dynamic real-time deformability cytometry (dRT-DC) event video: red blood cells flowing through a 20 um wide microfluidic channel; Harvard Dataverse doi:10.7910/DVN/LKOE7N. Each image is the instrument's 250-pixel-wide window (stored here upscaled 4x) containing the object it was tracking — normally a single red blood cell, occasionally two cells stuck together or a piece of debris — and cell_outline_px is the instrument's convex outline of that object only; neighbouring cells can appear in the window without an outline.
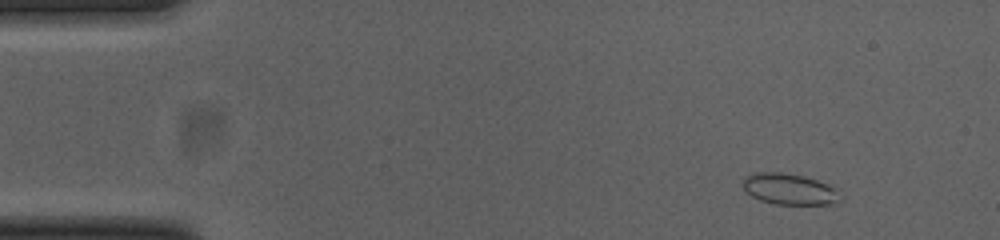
{"species": "common noctule bat (a hibernating species)", "species_latin": "Nyctalus noctula", "temperature_condition": "cold", "stored_images_in_passage": 48, "camera_frame_rate_fps": 3000, "um_per_image_px": 0.085, "animal": {"sex": "female", "body_mass_g": 23.0, "forearm_length_mm": 53.4}, "frame": {"image": 1, "passage_image": 1, "time_ms": 0.0, "image_size_px": [1000, 240], "cell_outline_px": [[844, 200], [836, 204], [776, 204], [760, 200], [752, 196], [740, 184], [744, 176], [756, 172], [780, 172], [804, 176], [828, 184], [844, 196]], "centroid_in_image_um": [67.12, 16.08], "position_along_channel_um": 17.9, "area_um2": 17.92}}
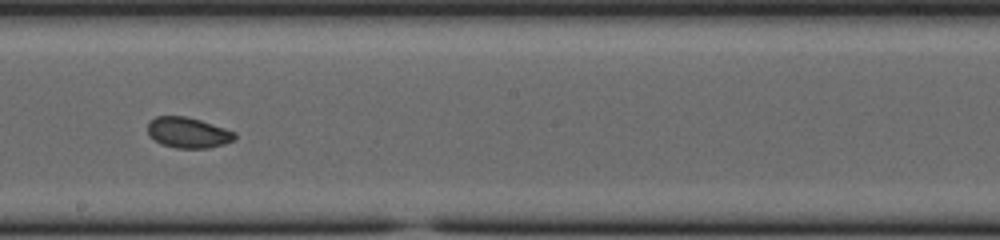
{"frame": {"image": 2, "passage_image": 25, "time_ms": 8.0, "image_size_px": [1000, 240], "cell_outline_px": [[236, 140], [224, 144], [208, 148], [176, 148], [160, 144], [148, 132], [148, 120], [156, 116], [184, 116], [200, 120], [236, 132]], "centroid_in_image_um": [16.0, 11.27], "position_along_channel_um": 232.2, "area_um2": 15.55}}
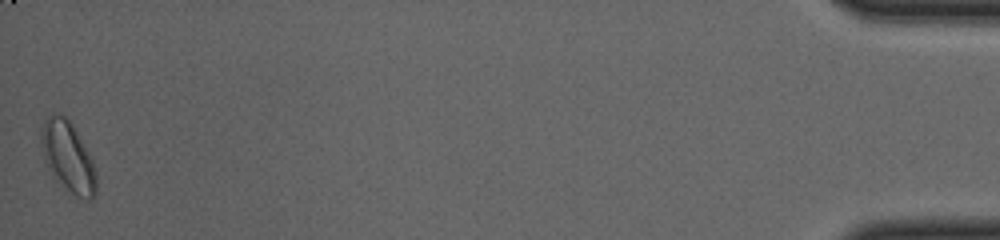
{"frame": {"image": 3, "passage_image": 48, "time_ms": 15.667, "image_size_px": [1000, 240], "cell_outline_px": [[96, 192], [88, 200], [76, 196], [56, 180], [52, 176], [44, 160], [40, 144], [40, 132], [44, 120], [52, 112], [60, 112], [72, 124], [92, 156], [96, 172]], "centroid_in_image_um": [5.76, 13.28], "position_along_channel_um": 429.4, "area_um2": 22.89}, "authors_computed_cell_mechanics": {"area_um2": 16.0684, "velocity_mm_per_s": 3.8532, "shape_relaxation_time_tau1_ms": 1.673, "shape_relaxation_time_tau2_ms": 2.009, "deformation_change_tau1": 0.0782, "deformation_change_tau2": 0.0485}}